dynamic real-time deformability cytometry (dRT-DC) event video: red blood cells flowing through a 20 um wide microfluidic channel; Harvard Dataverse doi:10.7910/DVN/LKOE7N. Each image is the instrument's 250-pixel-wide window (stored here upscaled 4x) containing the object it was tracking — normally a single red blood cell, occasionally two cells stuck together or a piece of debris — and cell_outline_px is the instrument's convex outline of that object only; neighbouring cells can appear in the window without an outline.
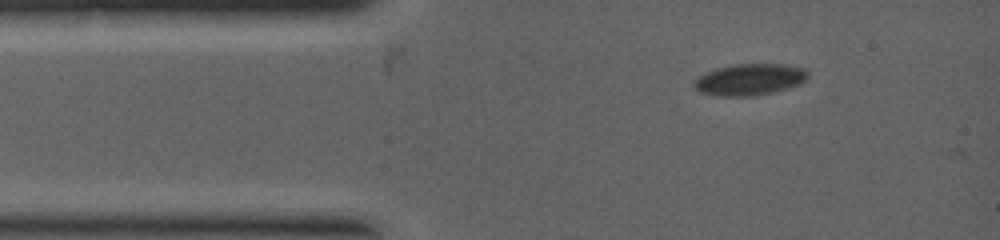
{"species": "common noctule bat (a hibernating species)", "species_latin": "Nyctalus noctula", "temperature_condition": "warm", "stored_images_in_passage": 4, "camera_frame_rate_fps": 5000, "um_per_image_px": 0.085, "animal": {"sex": "female", "body_mass_g": 19.0, "forearm_length_mm": 53.3}, "frame": {"image": 1, "passage_image": 1, "time_ms": 0.0, "image_size_px": [1000, 240], "cell_outline_px": [[808, 76], [800, 84], [772, 92], [752, 96], [716, 96], [700, 92], [692, 84], [700, 76], [716, 68], [736, 64], [784, 64], [804, 68], [808, 72]], "centroid_in_image_um": [63.72, 6.76], "position_along_channel_um": 21.3, "area_um2": 20.69}}
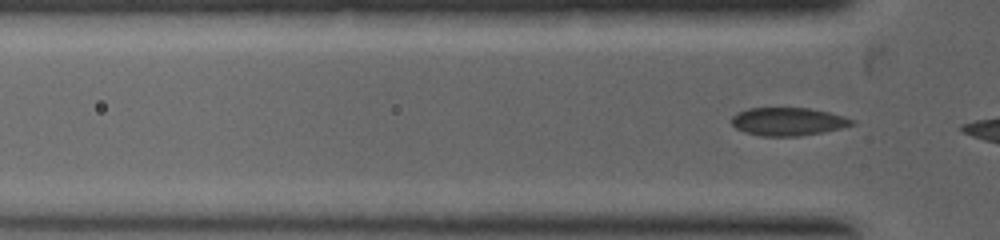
{"frame": {"image": 2, "passage_image": 4, "time_ms": 3.2, "image_size_px": [1000, 240], "cell_outline_px": [[856, 124], [840, 128], [800, 136], [760, 136], [744, 132], [736, 128], [732, 124], [732, 116], [736, 112], [748, 108], [808, 108], [828, 112], [844, 116], [856, 120]], "centroid_in_image_um": [66.97, 10.33], "position_along_channel_um": 58.8, "area_um2": 19.71}}